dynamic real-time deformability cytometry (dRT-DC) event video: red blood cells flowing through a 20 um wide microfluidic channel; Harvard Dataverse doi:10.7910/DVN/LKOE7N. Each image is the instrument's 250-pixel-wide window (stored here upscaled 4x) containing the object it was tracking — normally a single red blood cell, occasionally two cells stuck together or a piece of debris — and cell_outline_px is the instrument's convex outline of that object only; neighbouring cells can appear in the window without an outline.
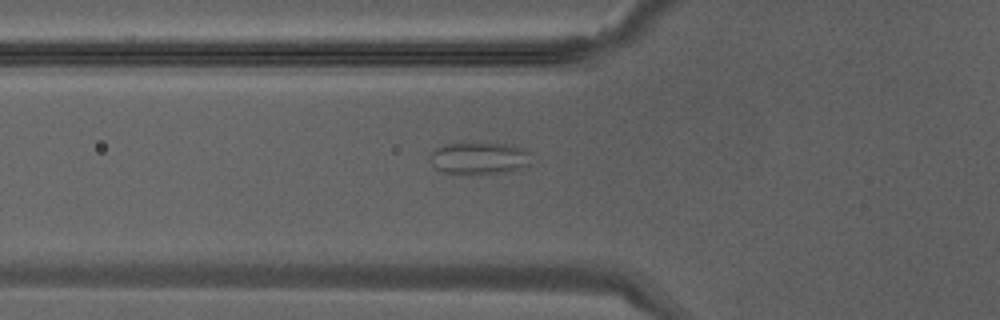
{"species": "Egyptian fruit bat (a non-hibernating species)", "species_latin": "Rousettus aegyptiacus", "temperature_condition": "warm", "stored_images_in_passage": 25, "camera_frame_rate_fps": 3000, "um_per_image_px": 0.085, "animal": {"sex": "male"}, "frame": {"image": 1, "passage_image": 2, "time_ms": 0.333, "image_size_px": [1000, 320], "cell_outline_px": [[528, 164], [512, 172], [480, 176], [440, 172], [432, 164], [432, 152], [436, 148], [444, 144], [460, 140], [472, 140], [512, 144], [524, 148], [528, 152]], "centroid_in_image_um": [40.71, 13.42], "position_along_channel_um": 85.1, "area_um2": 20.29}}
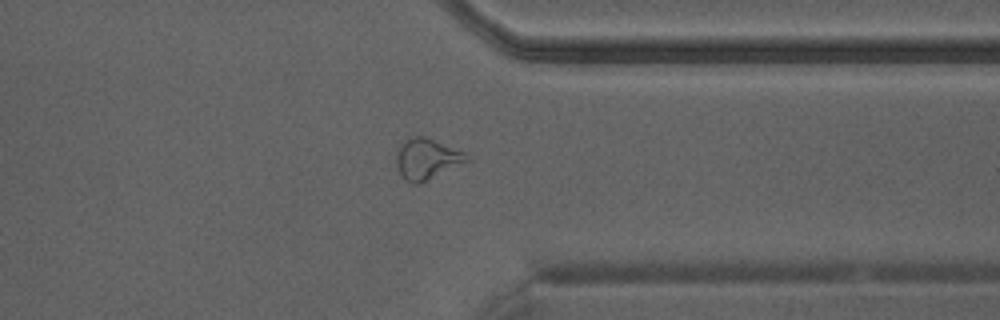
{"frame": {"image": 2, "passage_image": 19, "time_ms": 6.0, "image_size_px": [1000, 320], "cell_outline_px": [[468, 160], [420, 184], [416, 184], [404, 180], [396, 164], [396, 152], [404, 140], [412, 136], [424, 136], [464, 152], [468, 156]], "centroid_in_image_um": [36.23, 13.51], "position_along_channel_um": 375.2, "area_um2": 16.42}}